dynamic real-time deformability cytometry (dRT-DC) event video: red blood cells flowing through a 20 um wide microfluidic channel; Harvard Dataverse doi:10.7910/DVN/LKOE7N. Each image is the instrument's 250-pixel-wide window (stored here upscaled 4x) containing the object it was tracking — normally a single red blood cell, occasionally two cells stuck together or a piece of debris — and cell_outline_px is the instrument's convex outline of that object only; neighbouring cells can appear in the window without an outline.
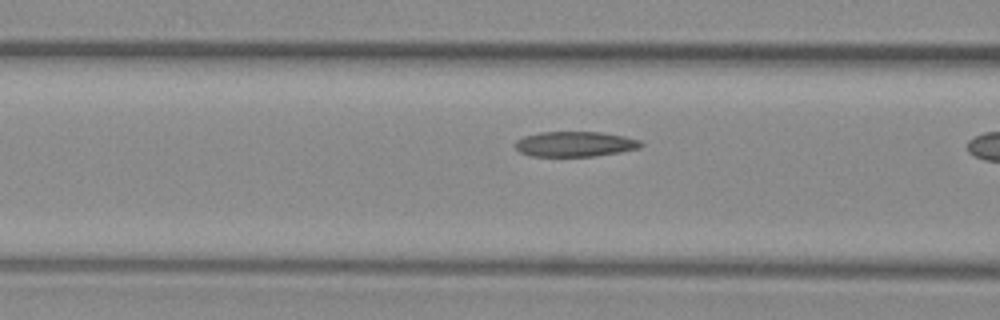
{"species": "common noctule bat (a hibernating species)", "species_latin": "Nyctalus noctula", "temperature_condition": "warm", "stored_images_in_passage": 17, "camera_frame_rate_fps": 3000, "um_per_image_px": 0.085, "animal": {"sex": "female", "body_mass_g": 29.2, "forearm_length_mm": 56.3}, "frame": {"image": 1, "passage_image": 15, "time_ms": 4.667, "image_size_px": [1000, 320], "cell_outline_px": [[644, 144], [640, 148], [620, 152], [592, 156], [532, 156], [520, 152], [516, 148], [516, 140], [524, 136], [540, 132], [600, 132], [624, 136], [640, 140]], "centroid_in_image_um": [48.89, 12.24], "position_along_channel_um": 117.7, "area_um2": 18.38}}